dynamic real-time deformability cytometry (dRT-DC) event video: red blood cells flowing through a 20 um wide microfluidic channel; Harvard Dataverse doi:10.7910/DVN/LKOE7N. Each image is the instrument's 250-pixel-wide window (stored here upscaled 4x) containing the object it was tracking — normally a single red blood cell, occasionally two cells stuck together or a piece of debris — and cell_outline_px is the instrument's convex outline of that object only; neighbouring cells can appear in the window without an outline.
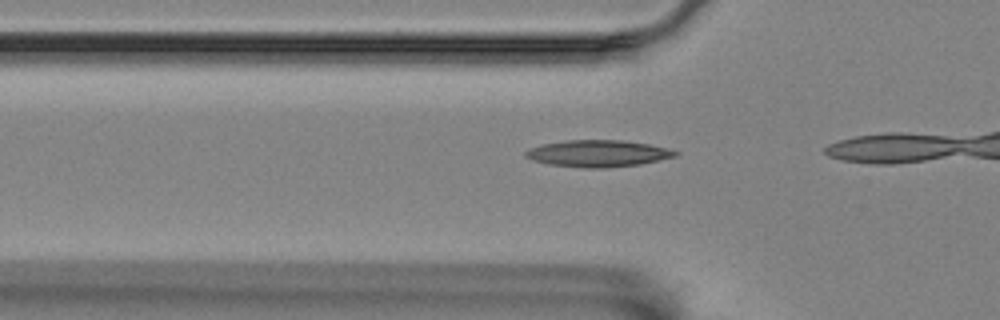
{"species": "Egyptian fruit bat (a non-hibernating species)", "species_latin": "Rousettus aegyptiacus", "temperature_condition": "room temperature", "stored_images_in_passage": 14, "camera_frame_rate_fps": 3000, "um_per_image_px": 0.085, "animal": {"sex": "female"}, "frame": {"image": 1, "passage_image": 12, "time_ms": 3.667, "image_size_px": [1000, 320], "cell_outline_px": [[680, 152], [676, 156], [640, 164], [604, 168], [584, 168], [548, 164], [532, 160], [524, 156], [524, 152], [528, 148], [540, 144], [568, 140], [624, 140], [648, 144]], "centroid_in_image_um": [50.76, 13.04], "position_along_channel_um": 75.0, "area_um2": 23.35}}